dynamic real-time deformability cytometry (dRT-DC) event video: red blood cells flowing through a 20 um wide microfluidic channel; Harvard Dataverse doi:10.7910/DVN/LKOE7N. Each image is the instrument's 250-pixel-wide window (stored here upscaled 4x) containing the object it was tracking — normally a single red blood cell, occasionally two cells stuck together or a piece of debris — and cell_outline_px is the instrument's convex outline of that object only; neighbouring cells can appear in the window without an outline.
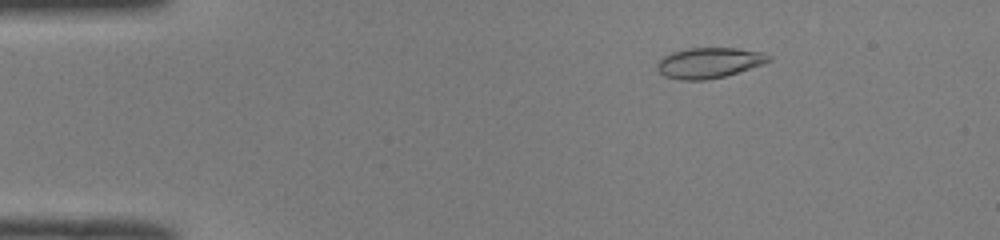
{"species": "common noctule bat (a hibernating species)", "species_latin": "Nyctalus noctula", "temperature_condition": "room temperature", "stored_images_in_passage": 51, "camera_frame_rate_fps": 3000, "um_per_image_px": 0.085, "animal": {"sex": "male", "body_mass_g": 19.0, "forearm_length_mm": 50.8}, "frame": {"image": 1, "passage_image": 8, "time_ms": 2.333, "image_size_px": [1000, 240], "cell_outline_px": [[772, 60], [764, 64], [724, 76], [708, 80], [680, 80], [664, 76], [656, 68], [656, 64], [664, 56], [672, 52], [688, 48], [736, 48], [764, 52], [772, 56]], "centroid_in_image_um": [60.29, 5.34], "position_along_channel_um": 24.7, "area_um2": 19.94}}
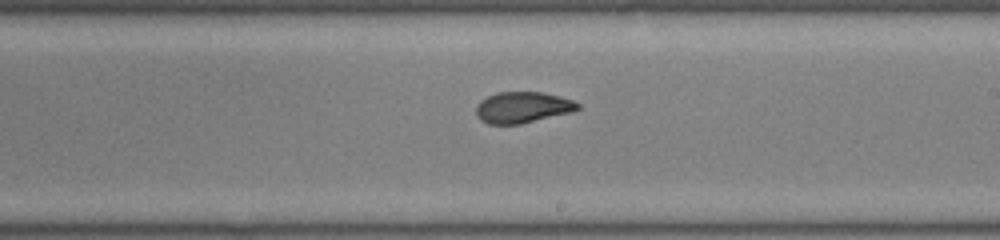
{"frame": {"image": 2, "passage_image": 30, "time_ms": 9.667, "image_size_px": [1000, 240], "cell_outline_px": [[580, 108], [572, 112], [520, 124], [488, 124], [480, 120], [476, 116], [476, 104], [480, 100], [496, 92], [540, 92], [560, 96], [572, 100], [580, 104]], "centroid_in_image_um": [44.39, 9.13], "position_along_channel_um": 244.6, "area_um2": 18.55}}
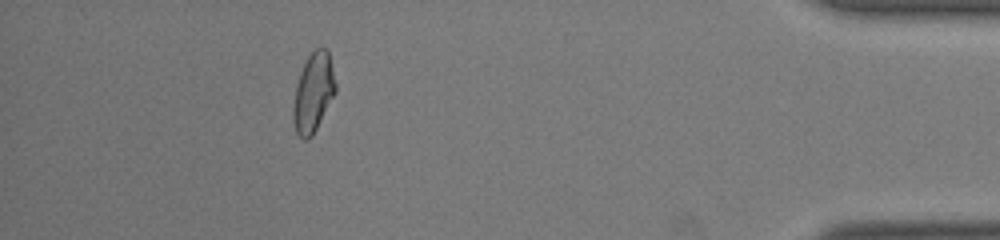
{"frame": {"image": 3, "passage_image": 46, "time_ms": 15.0, "image_size_px": [1000, 240], "cell_outline_px": [[336, 92], [312, 136], [308, 140], [304, 140], [296, 132], [292, 120], [292, 108], [296, 84], [300, 72], [308, 56], [316, 48], [324, 48], [328, 52], [336, 84]], "centroid_in_image_um": [26.61, 7.9], "position_along_channel_um": 408.6, "area_um2": 19.42}, "authors_computed_cell_mechanics": {"area_um2": 19.1318, "velocity_mm_per_s": 4.0354, "shape_relaxation_time_tau1_ms": null, "shape_relaxation_time_tau2_ms": 1.1051, "deformation_change_tau1": null, "deformation_change_tau2": 0.0575}}